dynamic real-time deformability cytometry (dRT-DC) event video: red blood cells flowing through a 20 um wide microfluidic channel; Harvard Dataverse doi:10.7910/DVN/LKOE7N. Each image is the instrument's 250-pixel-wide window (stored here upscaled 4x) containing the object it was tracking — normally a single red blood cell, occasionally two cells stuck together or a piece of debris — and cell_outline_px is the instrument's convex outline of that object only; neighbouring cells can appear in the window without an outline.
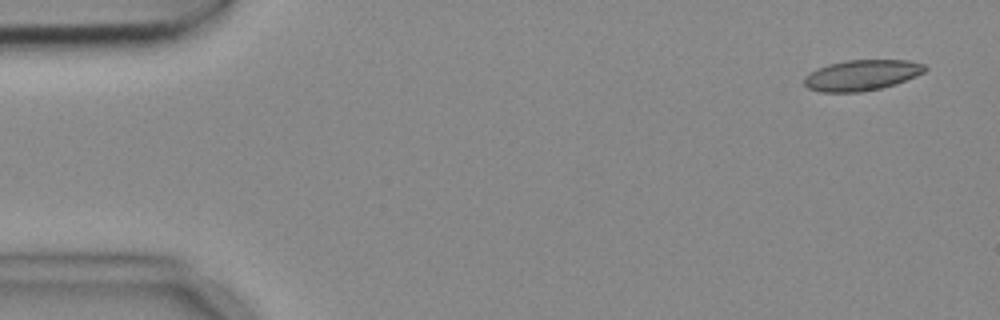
{"species": "common noctule bat (a hibernating species)", "species_latin": "Nyctalus noctula", "temperature_condition": "cold", "stored_images_in_passage": 3, "camera_frame_rate_fps": 3000, "um_per_image_px": 0.085, "animal": {"sex": "female", "body_mass_g": 18.4}, "frame": {"image": 1, "passage_image": 1, "time_ms": 0.0, "image_size_px": [1000, 320], "cell_outline_px": [[928, 68], [924, 72], [916, 76], [896, 84], [880, 88], [860, 92], [820, 92], [808, 88], [804, 84], [804, 76], [816, 68], [828, 64], [848, 60], [908, 60], [924, 64]], "centroid_in_image_um": [73.24, 6.39], "position_along_channel_um": 11.8, "area_um2": 21.68}}
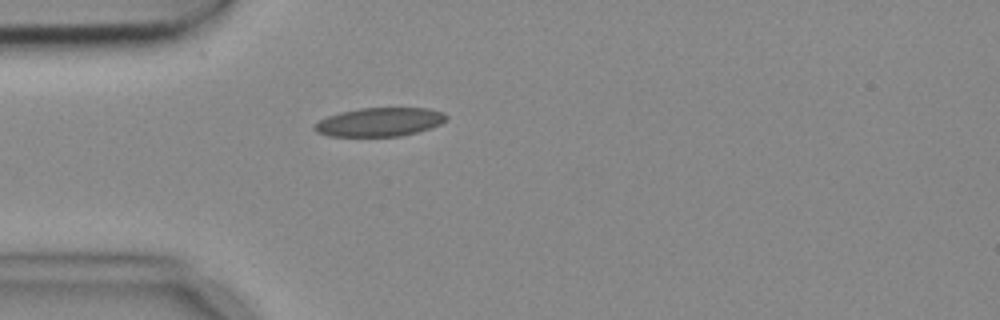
{"frame": {"image": 2, "passage_image": 3, "time_ms": 0.667, "image_size_px": [1000, 320], "cell_outline_px": [[448, 116], [440, 124], [416, 132], [400, 136], [328, 136], [316, 132], [312, 128], [312, 124], [328, 116], [340, 112], [360, 108], [428, 108], [444, 112]], "centroid_in_image_um": [32.22, 10.37], "position_along_channel_um": 52.8, "area_um2": 22.02}}